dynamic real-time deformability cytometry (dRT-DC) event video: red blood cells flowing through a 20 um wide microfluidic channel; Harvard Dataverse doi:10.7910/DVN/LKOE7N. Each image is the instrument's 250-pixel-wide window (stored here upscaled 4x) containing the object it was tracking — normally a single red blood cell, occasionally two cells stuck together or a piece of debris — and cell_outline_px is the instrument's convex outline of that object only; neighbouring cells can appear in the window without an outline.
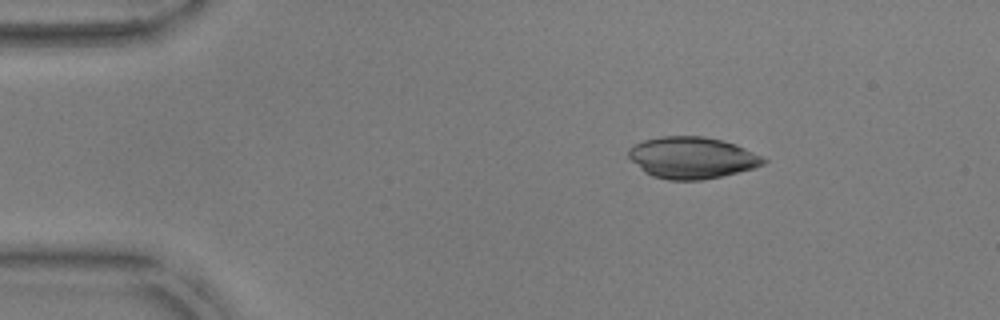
{"species": "common noctule bat (a hibernating species)", "species_latin": "Nyctalus noctula", "temperature_condition": "warm", "stored_images_in_passage": 52, "camera_frame_rate_fps": 3000, "um_per_image_px": 0.085, "animal": {"sex": "male", "body_mass_g": 17.9, "forearm_length_mm": 54.2}, "frame": {"image": 1, "passage_image": 8, "time_ms": 2.333, "image_size_px": [1000, 320], "cell_outline_px": [[768, 160], [764, 164], [752, 168], [720, 176], [700, 180], [668, 180], [652, 176], [644, 172], [628, 156], [628, 148], [644, 140], [660, 136], [704, 136], [724, 140], [736, 144]], "centroid_in_image_um": [58.79, 13.4], "position_along_channel_um": 26.2, "area_um2": 32.54}}
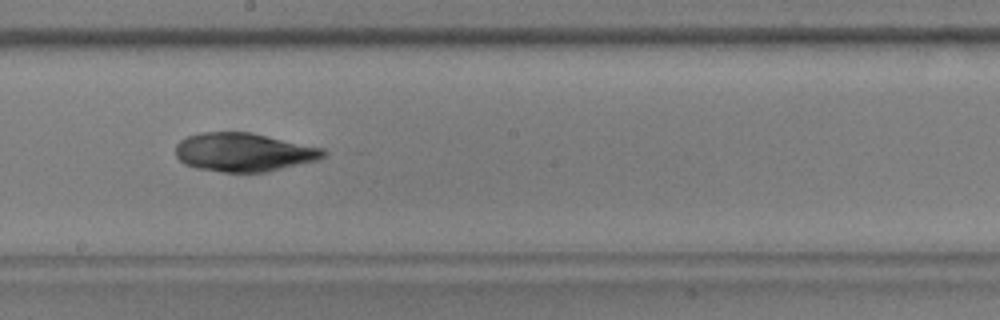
{"frame": {"image": 2, "passage_image": 29, "time_ms": 9.333, "image_size_px": [1000, 320], "cell_outline_px": [[328, 152], [320, 160], [264, 172], [220, 172], [196, 168], [184, 164], [176, 156], [176, 144], [180, 140], [188, 136], [200, 132], [252, 132], [324, 148]], "centroid_in_image_um": [20.74, 12.93], "position_along_channel_um": 227.5, "area_um2": 33.52}}
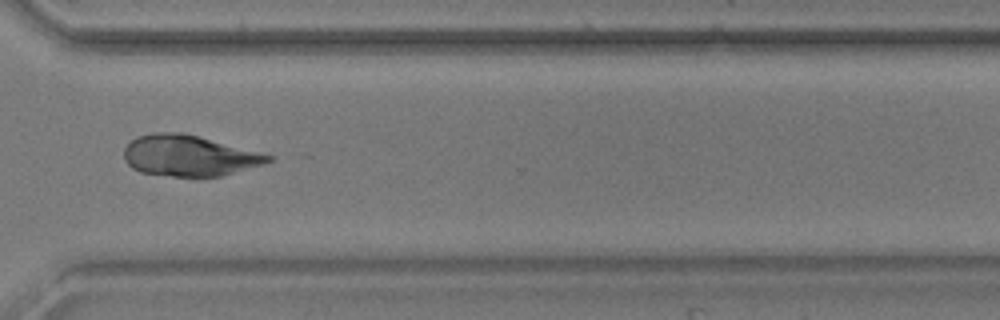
{"frame": {"image": 3, "passage_image": 39, "time_ms": 12.667, "image_size_px": [1000, 320], "cell_outline_px": [[272, 160], [264, 164], [220, 176], [172, 176], [140, 172], [132, 168], [124, 160], [124, 148], [136, 136], [152, 132], [180, 132], [196, 136], [272, 156]], "centroid_in_image_um": [15.99, 13.23], "position_along_channel_um": 354.6, "area_um2": 33.81}}